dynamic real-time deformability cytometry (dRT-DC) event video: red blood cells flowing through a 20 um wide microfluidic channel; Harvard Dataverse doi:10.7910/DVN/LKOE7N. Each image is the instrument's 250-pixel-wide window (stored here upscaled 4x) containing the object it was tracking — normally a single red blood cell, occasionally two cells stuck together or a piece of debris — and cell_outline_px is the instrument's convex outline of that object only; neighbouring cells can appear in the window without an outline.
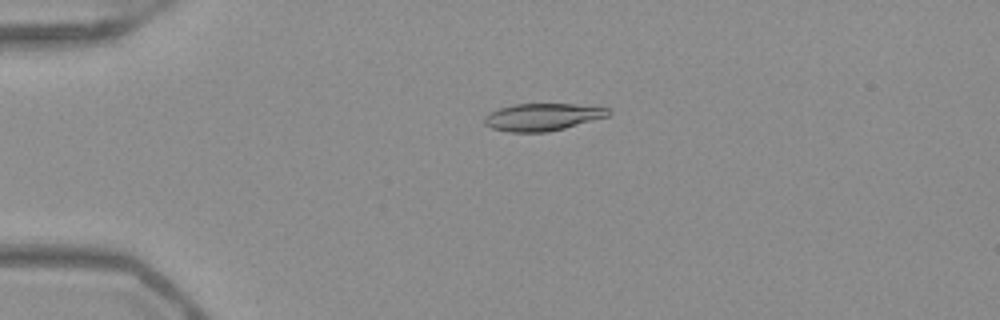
{"species": "Egyptian fruit bat (a non-hibernating species)", "species_latin": "Rousettus aegyptiacus", "temperature_condition": "warm", "stored_images_in_passage": 52, "camera_frame_rate_fps": 3000, "um_per_image_px": 0.085, "frame": {"image": 1, "passage_image": 13, "time_ms": 4.0, "image_size_px": [1000, 320], "cell_outline_px": [[612, 112], [608, 116], [564, 128], [548, 132], [508, 132], [492, 128], [484, 124], [484, 116], [500, 108], [512, 104], [576, 104], [608, 108]], "centroid_in_image_um": [46.1, 9.94], "position_along_channel_um": 38.9, "area_um2": 19.65}}
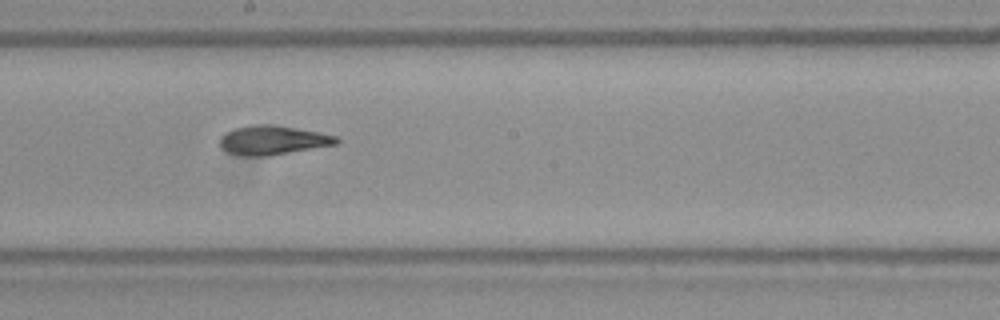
{"frame": {"image": 2, "passage_image": 30, "time_ms": 9.667, "image_size_px": [1000, 320], "cell_outline_px": [[340, 140], [336, 144], [272, 156], [244, 156], [228, 152], [220, 148], [220, 136], [224, 132], [236, 128], [252, 124], [276, 124], [336, 136]], "centroid_in_image_um": [23.14, 11.91], "position_along_channel_um": 225.1, "area_um2": 19.94}}
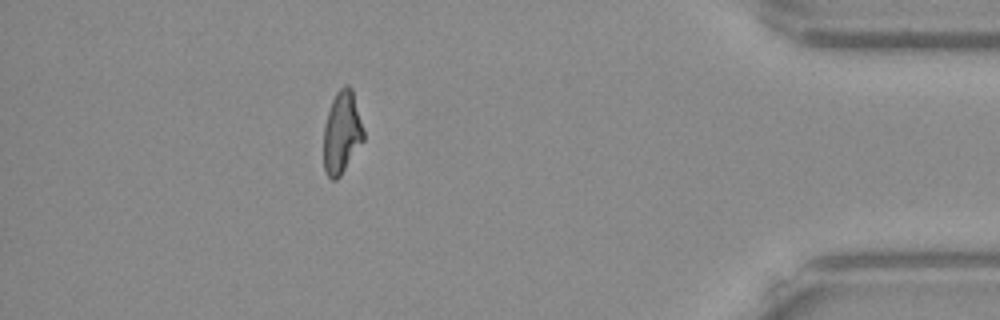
{"frame": {"image": 3, "passage_image": 47, "time_ms": 15.333, "image_size_px": [1000, 320], "cell_outline_px": [[364, 140], [340, 176], [336, 180], [332, 180], [324, 172], [324, 128], [328, 112], [332, 100], [336, 92], [344, 84], [348, 84], [352, 88], [364, 132]], "centroid_in_image_um": [29.05, 11.26], "position_along_channel_um": 406.1, "area_um2": 19.07}, "authors_computed_cell_mechanics": {"area_um2": 19.6809, "velocity_mm_per_s": 3.9644, "shape_relaxation_time_tau1_ms": 11.1467, "shape_relaxation_time_tau2_ms": 1.9671, "deformation_change_tau1": 0.316, "deformation_change_tau2": 0.0892}}